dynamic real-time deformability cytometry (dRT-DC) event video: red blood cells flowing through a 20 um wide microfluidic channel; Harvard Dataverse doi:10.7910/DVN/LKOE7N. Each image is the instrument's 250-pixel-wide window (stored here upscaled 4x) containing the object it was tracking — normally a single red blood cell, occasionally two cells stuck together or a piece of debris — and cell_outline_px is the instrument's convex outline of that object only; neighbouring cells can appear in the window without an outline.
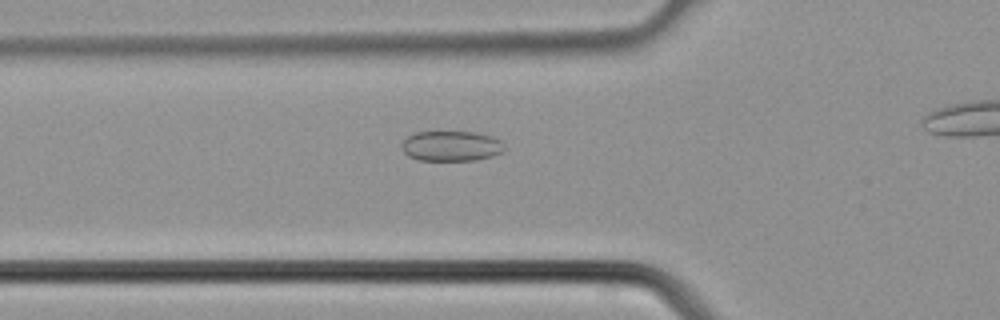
{"species": "common noctule bat (a hibernating species)", "species_latin": "Nyctalus noctula", "temperature_condition": "cold", "stored_images_in_passage": 26, "camera_frame_rate_fps": 3000, "um_per_image_px": 0.085, "animal": {"sex": "male", "body_mass_g": 21.5, "forearm_length_mm": 52.0}, "frame": {"image": 1, "passage_image": 8, "time_ms": 2.333, "image_size_px": [1000, 320], "cell_outline_px": [[504, 152], [492, 156], [476, 160], [420, 160], [408, 156], [400, 148], [400, 144], [408, 136], [416, 132], [476, 132], [492, 136], [500, 140], [504, 148]], "centroid_in_image_um": [38.34, 12.41], "position_along_channel_um": 87.5, "area_um2": 18.15}}
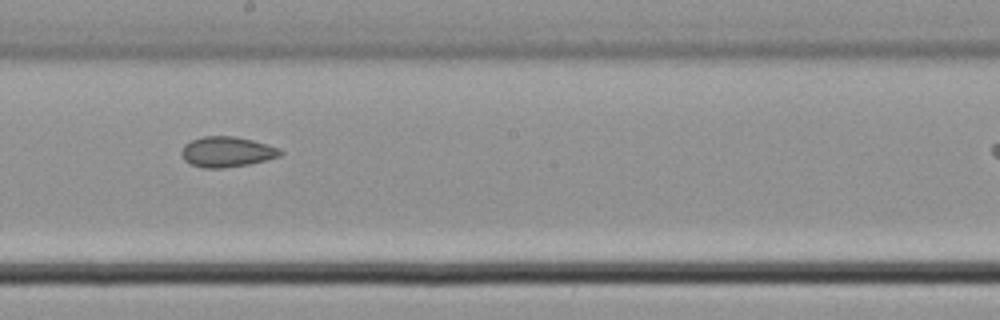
{"frame": {"image": 2, "passage_image": 16, "time_ms": 5.0, "image_size_px": [1000, 320], "cell_outline_px": [[284, 152], [280, 156], [248, 164], [224, 168], [204, 168], [192, 164], [184, 160], [180, 152], [184, 144], [192, 140], [204, 136], [236, 136], [252, 140], [280, 148]], "centroid_in_image_um": [19.27, 12.9], "position_along_channel_um": 228.9, "area_um2": 17.46}}
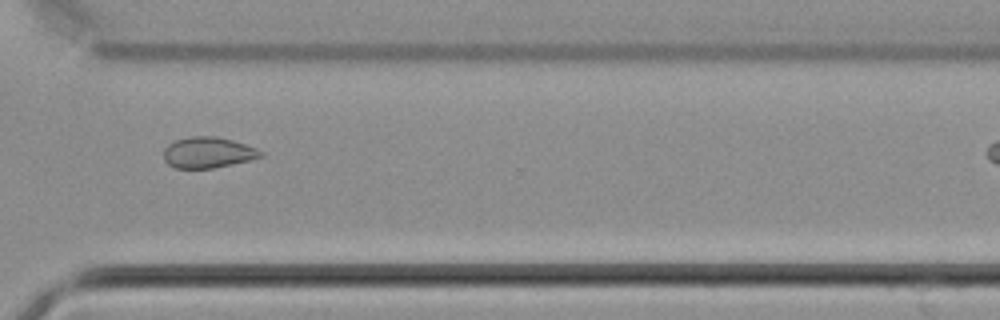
{"frame": {"image": 3, "passage_image": 23, "time_ms": 7.333, "image_size_px": [1000, 320], "cell_outline_px": [[264, 156], [232, 164], [212, 168], [176, 168], [168, 164], [164, 160], [164, 148], [168, 144], [176, 140], [188, 136], [216, 136], [232, 140], [256, 148], [264, 152]], "centroid_in_image_um": [17.66, 12.96], "position_along_channel_um": 352.9, "area_um2": 17.46}}